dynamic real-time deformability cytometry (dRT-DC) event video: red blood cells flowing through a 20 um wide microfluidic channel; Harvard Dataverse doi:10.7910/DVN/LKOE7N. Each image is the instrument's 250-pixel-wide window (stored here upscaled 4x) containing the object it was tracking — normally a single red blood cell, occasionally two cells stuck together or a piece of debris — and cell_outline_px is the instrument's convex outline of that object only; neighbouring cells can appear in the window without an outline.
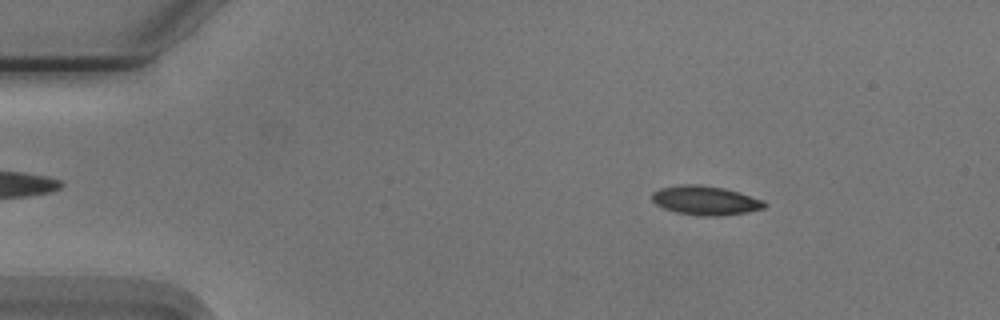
{"species": "Egyptian fruit bat (a non-hibernating species)", "species_latin": "Rousettus aegyptiacus", "temperature_condition": "cold", "stored_images_in_passage": 54, "camera_frame_rate_fps": 3000, "um_per_image_px": 0.085, "animal": {"sex": "male"}, "frame": {"image": 1, "passage_image": 8, "time_ms": 2.333, "image_size_px": [1000, 320], "cell_outline_px": [[768, 204], [764, 208], [748, 212], [720, 216], [696, 216], [676, 212], [664, 208], [656, 204], [652, 200], [652, 192], [660, 188], [680, 184], [700, 184], [724, 188], [740, 192], [764, 200]], "centroid_in_image_um": [59.97, 17.03], "position_along_channel_um": 25.0, "area_um2": 19.36}}
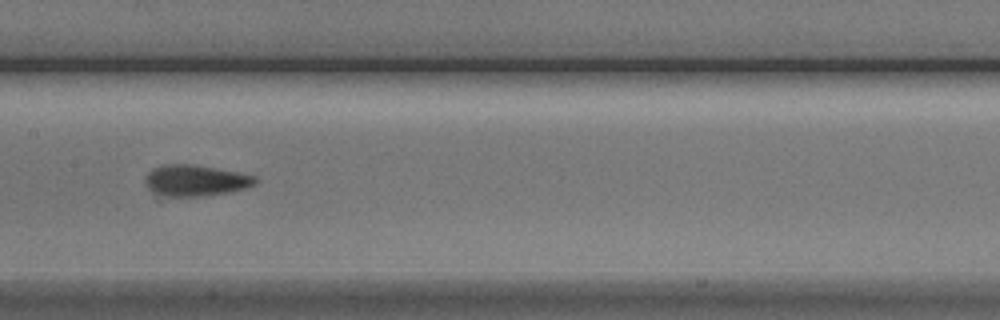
{"frame": {"image": 2, "passage_image": 27, "time_ms": 8.667, "image_size_px": [1000, 320], "cell_outline_px": [[260, 180], [256, 184], [248, 188], [232, 192], [204, 196], [168, 196], [152, 192], [144, 184], [144, 180], [148, 172], [164, 164], [188, 164], [236, 172], [256, 176]], "centroid_in_image_um": [16.65, 15.36], "position_along_channel_um": 190.7, "area_um2": 20.0}}
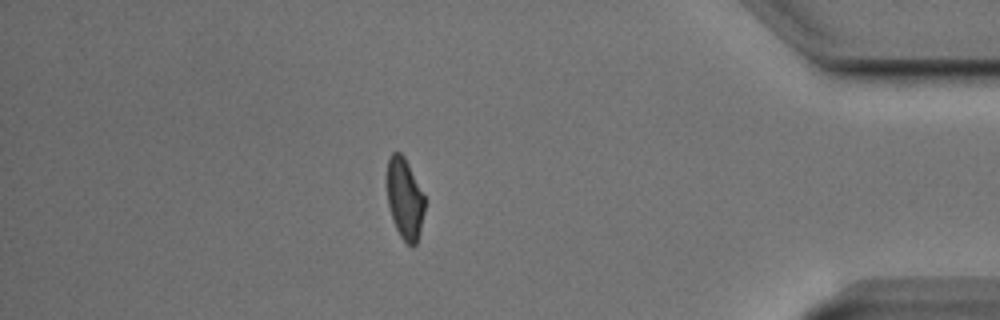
{"frame": {"image": 3, "passage_image": 47, "time_ms": 15.333, "image_size_px": [1000, 320], "cell_outline_px": [[424, 212], [420, 232], [416, 244], [412, 248], [400, 236], [396, 228], [388, 204], [388, 160], [392, 152], [400, 152], [404, 156], [424, 196]], "centroid_in_image_um": [34.41, 16.92], "position_along_channel_um": 400.8, "area_um2": 17.4}, "authors_computed_cell_mechanics": {"area_um2": 19.0451, "velocity_mm_per_s": 3.7453, "shape_relaxation_time_tau1_ms": 5.1257, "shape_relaxation_time_tau2_ms": 1.7754, "deformation_change_tau1": 0.1536, "deformation_change_tau2": 0.0745}}